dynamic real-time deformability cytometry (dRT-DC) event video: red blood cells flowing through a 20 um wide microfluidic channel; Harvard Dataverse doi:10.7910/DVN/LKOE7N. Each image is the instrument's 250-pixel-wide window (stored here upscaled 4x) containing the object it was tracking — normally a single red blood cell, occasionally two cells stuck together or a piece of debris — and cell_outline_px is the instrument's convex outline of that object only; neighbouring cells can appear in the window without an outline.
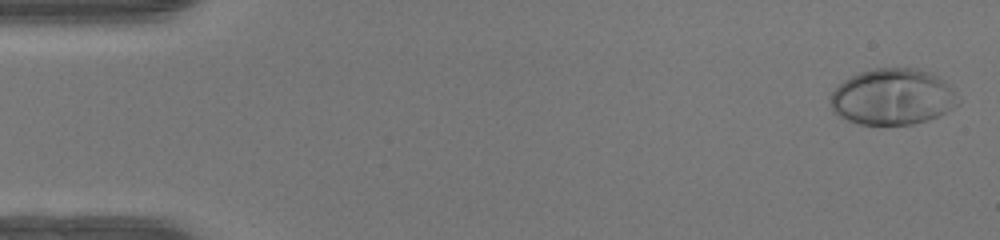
{"species": "human", "species_latin": "Homo sapiens", "temperature_condition": "warm", "stored_images_in_passage": 49, "camera_frame_rate_fps": 3000, "um_per_image_px": 0.085, "donor": {"sex": "female"}, "frame": {"image": 1, "passage_image": 2, "time_ms": 0.333, "image_size_px": [1000, 240], "cell_outline_px": [[960, 100], [952, 108], [928, 120], [912, 124], [860, 124], [848, 120], [832, 112], [828, 100], [832, 92], [844, 80], [860, 72], [876, 68], [920, 68], [932, 72], [944, 80], [952, 88]], "centroid_in_image_um": [75.86, 8.22], "position_along_channel_um": 9.1, "area_um2": 41.85}}
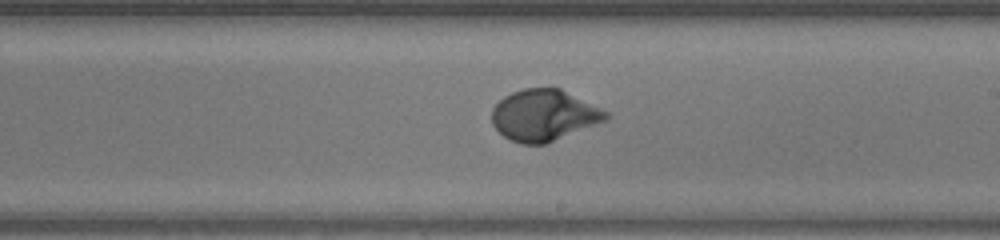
{"frame": {"image": 2, "passage_image": 29, "time_ms": 9.333, "image_size_px": [1000, 240], "cell_outline_px": [[608, 120], [544, 144], [520, 144], [504, 136], [492, 124], [492, 108], [504, 96], [512, 92], [524, 88], [560, 88], [608, 112]], "centroid_in_image_um": [46.22, 9.79], "position_along_channel_um": 242.8, "area_um2": 33.81}}
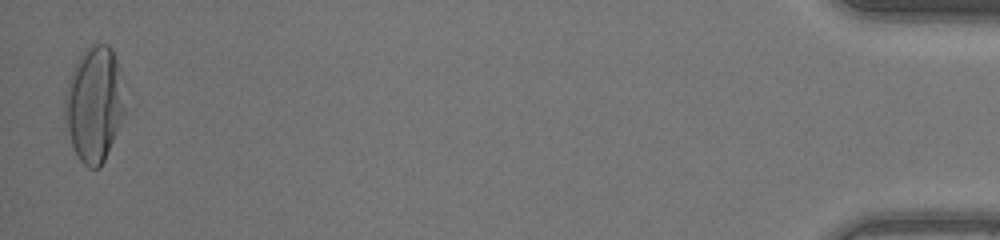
{"frame": {"image": 3, "passage_image": 49, "time_ms": 16.0, "image_size_px": [1000, 240], "cell_outline_px": [[124, 112], [116, 132], [104, 160], [100, 168], [88, 168], [80, 160], [72, 144], [64, 120], [64, 100], [68, 80], [72, 68], [80, 56], [92, 44], [108, 44], [112, 48], [116, 60], [124, 108]], "centroid_in_image_um": [7.96, 8.86], "position_along_channel_um": 427.2, "area_um2": 39.42}, "authors_computed_cell_mechanics": {"area_um2": 34.3332, "velocity_mm_per_s": 4.2077, "shape_relaxation_time_tau1_ms": 3.4117, "shape_relaxation_time_tau2_ms": null, "deformation_change_tau1": 0.233, "deformation_change_tau2": null}}